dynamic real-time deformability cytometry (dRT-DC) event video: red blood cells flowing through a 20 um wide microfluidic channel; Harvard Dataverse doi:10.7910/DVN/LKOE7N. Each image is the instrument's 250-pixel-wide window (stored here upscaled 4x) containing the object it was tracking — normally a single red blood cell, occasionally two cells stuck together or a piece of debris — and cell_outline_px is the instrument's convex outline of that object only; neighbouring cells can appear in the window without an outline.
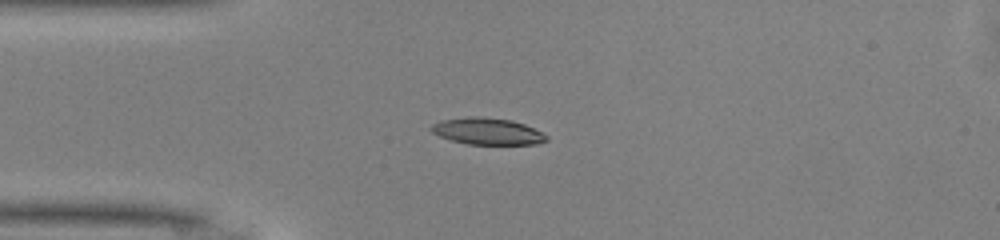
{"species": "common noctule bat (a hibernating species)", "species_latin": "Nyctalus noctula", "temperature_condition": "warm", "stored_images_in_passage": 38, "camera_frame_rate_fps": 3000, "um_per_image_px": 0.085, "animal": {"sex": "male", "body_mass_g": 13.0, "forearm_length_mm": 53.1}, "frame": {"image": 1, "passage_image": 1, "time_ms": 0.0, "image_size_px": [1000, 240], "cell_outline_px": [[548, 140], [536, 144], [468, 144], [452, 140], [440, 136], [432, 132], [428, 128], [432, 124], [440, 120], [468, 116], [480, 116], [512, 120], [524, 124], [548, 136]], "centroid_in_image_um": [41.39, 11.15], "position_along_channel_um": 43.6, "area_um2": 17.92}}
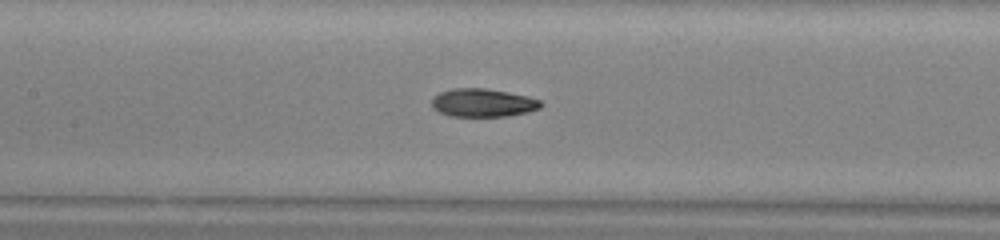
{"frame": {"image": 2, "passage_image": 11, "time_ms": 3.333, "image_size_px": [1000, 240], "cell_outline_px": [[544, 104], [540, 108], [528, 112], [508, 116], [452, 116], [440, 112], [432, 108], [432, 96], [440, 92], [452, 88], [484, 88], [508, 92], [528, 96], [540, 100]], "centroid_in_image_um": [41.05, 8.73], "position_along_channel_um": 166.3, "area_um2": 18.03}}
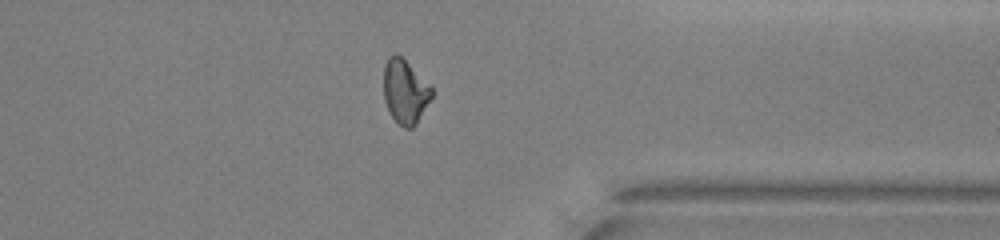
{"frame": {"image": 3, "passage_image": 27, "time_ms": 8.667, "image_size_px": [1000, 240], "cell_outline_px": [[436, 92], [416, 124], [412, 128], [404, 128], [388, 112], [384, 100], [384, 64], [388, 56], [396, 52]], "centroid_in_image_um": [34.43, 7.79], "position_along_channel_um": 377.0, "area_um2": 17.92}, "authors_computed_cell_mechanics": {"area_um2": 18.0336, "velocity_mm_per_s": 4.1446, "shape_relaxation_time_tau1_ms": 5.4758, "shape_relaxation_time_tau2_ms": 3.3592, "deformation_change_tau1": 0.1843, "deformation_change_tau2": 0.0974}}